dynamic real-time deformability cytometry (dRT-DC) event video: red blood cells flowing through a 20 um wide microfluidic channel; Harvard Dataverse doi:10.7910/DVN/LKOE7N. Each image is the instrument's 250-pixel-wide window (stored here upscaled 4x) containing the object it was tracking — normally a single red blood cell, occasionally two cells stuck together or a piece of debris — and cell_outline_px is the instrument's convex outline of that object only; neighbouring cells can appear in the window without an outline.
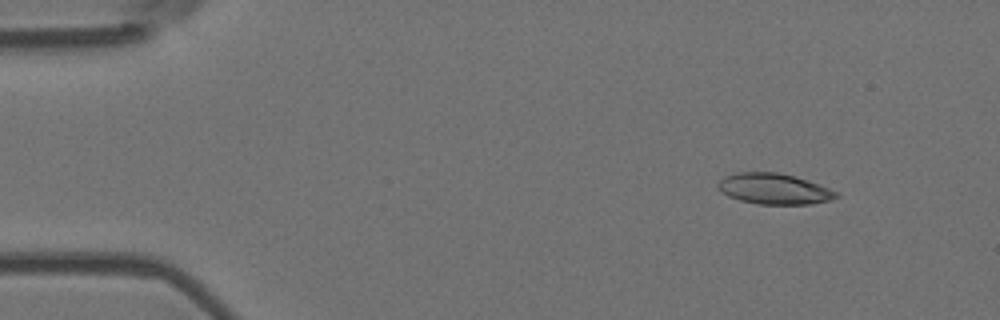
{"species": "Egyptian fruit bat (a non-hibernating species)", "species_latin": "Rousettus aegyptiacus", "temperature_condition": "room temperature", "stored_images_in_passage": 4, "camera_frame_rate_fps": 3000, "um_per_image_px": 0.085, "animal": {"sex": "female"}, "frame": {"image": 1, "passage_image": 1, "time_ms": 0.0, "image_size_px": [1000, 320], "cell_outline_px": [[840, 196], [832, 200], [812, 204], [760, 204], [740, 200], [728, 196], [720, 192], [716, 188], [716, 184], [724, 176], [736, 172], [776, 172], [796, 176], [820, 184], [836, 192]], "centroid_in_image_um": [65.77, 16.05], "position_along_channel_um": 19.2, "area_um2": 21.44}}
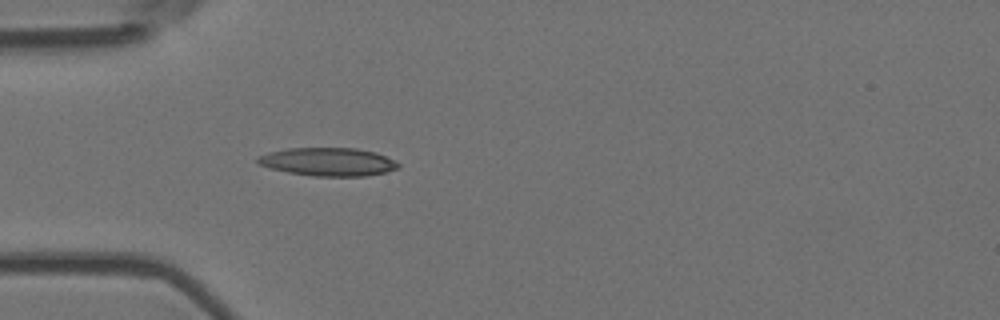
{"frame": {"image": 2, "passage_image": 4, "time_ms": 1.0, "image_size_px": [1000, 320], "cell_outline_px": [[400, 168], [384, 172], [364, 176], [312, 176], [288, 172], [268, 168], [260, 164], [256, 160], [256, 156], [288, 148], [356, 148], [376, 152], [400, 164]], "centroid_in_image_um": [27.87, 13.75], "position_along_channel_um": 57.1, "area_um2": 23.0}}